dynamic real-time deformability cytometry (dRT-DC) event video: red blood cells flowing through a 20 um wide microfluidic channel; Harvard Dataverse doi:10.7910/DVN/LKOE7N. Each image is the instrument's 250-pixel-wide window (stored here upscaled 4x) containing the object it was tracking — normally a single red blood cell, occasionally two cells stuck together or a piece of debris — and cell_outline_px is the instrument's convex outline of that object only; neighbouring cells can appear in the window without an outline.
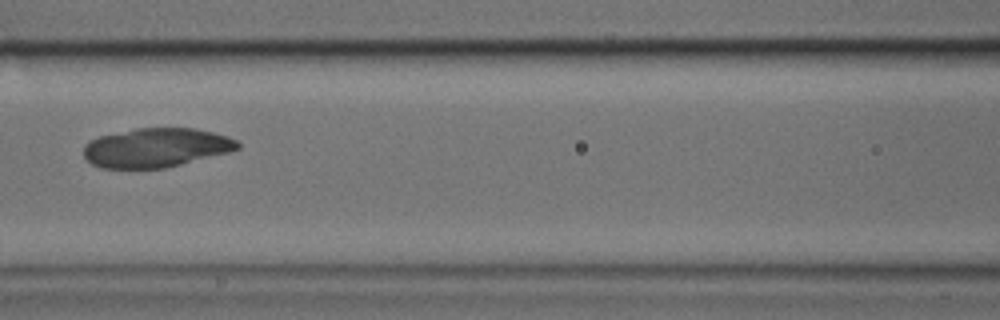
{"species": "common noctule bat (a hibernating species)", "species_latin": "Nyctalus noctula", "temperature_condition": "cold", "stored_images_in_passage": 35, "camera_frame_rate_fps": 3000, "um_per_image_px": 0.085, "animal": {"sex": "male", "body_mass_g": 17.9, "forearm_length_mm": 54.2}, "frame": {"image": 1, "passage_image": 8, "time_ms": 2.333, "image_size_px": [1000, 320], "cell_outline_px": [[240, 148], [228, 152], [164, 168], [100, 168], [92, 164], [84, 156], [84, 144], [100, 136], [136, 128], [196, 128], [228, 136], [236, 140], [240, 144]], "centroid_in_image_um": [13.26, 12.55], "position_along_channel_um": 153.3, "area_um2": 34.91}}
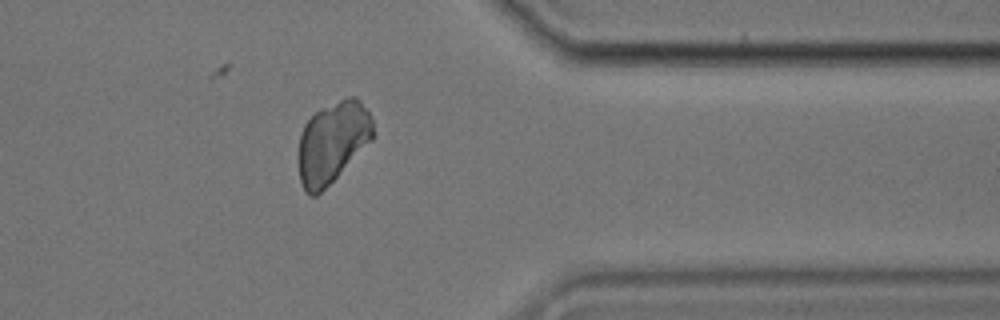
{"frame": {"image": 2, "passage_image": 26, "time_ms": 8.333, "image_size_px": [1000, 320], "cell_outline_px": [[372, 140], [316, 196], [308, 196], [304, 192], [300, 180], [300, 136], [304, 124], [320, 108], [348, 96], [356, 96], [360, 100], [368, 112], [372, 120]], "centroid_in_image_um": [28.26, 12.07], "position_along_channel_um": 383.1, "area_um2": 34.62}}